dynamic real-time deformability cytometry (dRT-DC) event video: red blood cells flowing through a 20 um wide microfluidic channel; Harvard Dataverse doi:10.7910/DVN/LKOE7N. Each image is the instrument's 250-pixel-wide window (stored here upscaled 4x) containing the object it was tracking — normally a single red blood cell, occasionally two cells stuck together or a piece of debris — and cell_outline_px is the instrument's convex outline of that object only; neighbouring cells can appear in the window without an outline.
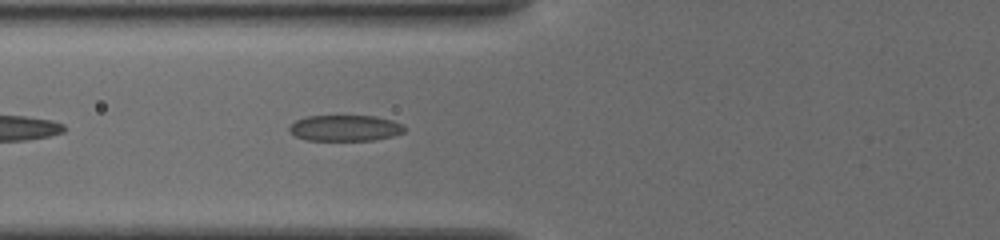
{"species": "common noctule bat (a hibernating species)", "species_latin": "Nyctalus noctula", "temperature_condition": "cold", "stored_images_in_passage": 35, "camera_frame_rate_fps": 3000, "um_per_image_px": 0.085, "animal": {"sex": "female", "body_mass_g": 19.5, "forearm_length_mm": 54.1}, "frame": {"image": 1, "passage_image": 22, "time_ms": 7.667, "image_size_px": [1000, 240], "cell_outline_px": [[404, 132], [392, 136], [372, 140], [304, 140], [288, 132], [288, 128], [296, 120], [304, 116], [376, 116], [392, 120], [404, 124]], "centroid_in_image_um": [29.31, 10.88], "position_along_channel_um": 96.5, "area_um2": 17.51}}